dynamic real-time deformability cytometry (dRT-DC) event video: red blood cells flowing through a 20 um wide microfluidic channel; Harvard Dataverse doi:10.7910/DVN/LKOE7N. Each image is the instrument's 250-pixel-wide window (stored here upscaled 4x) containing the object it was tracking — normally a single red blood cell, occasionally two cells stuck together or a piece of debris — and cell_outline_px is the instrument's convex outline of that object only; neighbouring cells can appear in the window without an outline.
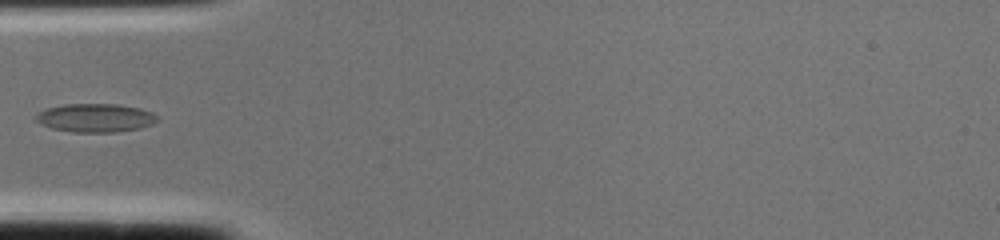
{"species": "common noctule bat (a hibernating species)", "species_latin": "Nyctalus noctula", "temperature_condition": "cold", "stored_images_in_passage": 2, "camera_frame_rate_fps": 3000, "um_per_image_px": 0.085, "animal": {"sex": "female", "body_mass_g": 22.0, "forearm_length_mm": 56.7}, "frame": {"image": 1, "passage_image": 2, "time_ms": 0.333, "image_size_px": [1000, 240], "cell_outline_px": [[160, 120], [152, 124], [140, 128], [116, 132], [72, 132], [52, 128], [40, 124], [36, 120], [36, 112], [44, 108], [64, 104], [120, 104], [140, 108], [152, 112], [160, 116]], "centroid_in_image_um": [8.12, 10.01], "position_along_channel_um": 76.9, "area_um2": 20.52}}